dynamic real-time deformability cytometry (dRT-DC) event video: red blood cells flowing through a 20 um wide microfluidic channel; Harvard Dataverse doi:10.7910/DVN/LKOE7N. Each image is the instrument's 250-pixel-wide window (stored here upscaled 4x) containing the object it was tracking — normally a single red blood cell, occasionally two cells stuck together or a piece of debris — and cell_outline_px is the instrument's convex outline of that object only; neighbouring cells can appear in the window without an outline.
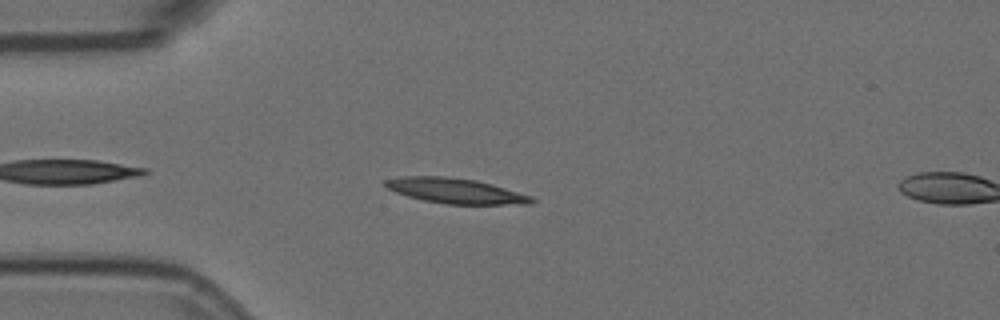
{"species": "Egyptian fruit bat (a non-hibernating species)", "species_latin": "Rousettus aegyptiacus", "temperature_condition": "room temperature", "stored_images_in_passage": 4, "camera_frame_rate_fps": 3000, "um_per_image_px": 0.085, "animal": {"sex": "female"}, "frame": {"image": 1, "passage_image": 3, "time_ms": 0.667, "image_size_px": [1000, 320], "cell_outline_px": [[536, 200], [532, 204], [448, 204], [424, 200], [408, 196], [396, 192], [388, 188], [384, 184], [384, 180], [404, 176], [444, 176], [476, 180], [492, 184], [532, 196]], "centroid_in_image_um": [38.75, 16.22], "position_along_channel_um": 46.3, "area_um2": 21.33}}